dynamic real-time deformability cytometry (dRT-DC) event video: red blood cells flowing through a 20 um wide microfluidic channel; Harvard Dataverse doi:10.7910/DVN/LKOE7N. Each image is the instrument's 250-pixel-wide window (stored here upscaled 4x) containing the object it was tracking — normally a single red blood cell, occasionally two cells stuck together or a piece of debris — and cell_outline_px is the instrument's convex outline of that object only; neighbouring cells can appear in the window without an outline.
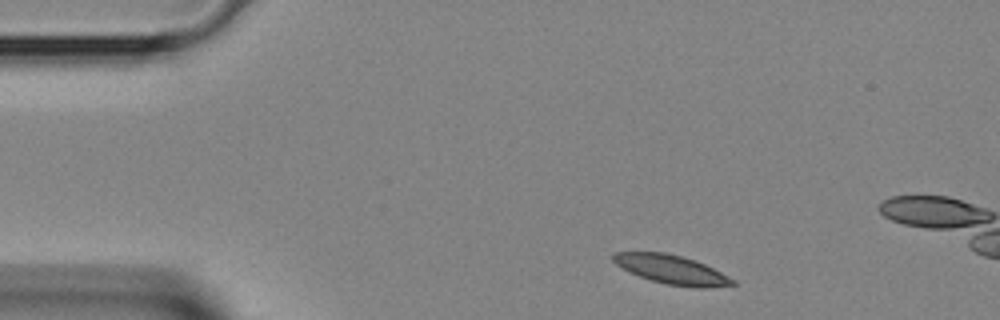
{"species": "Egyptian fruit bat (a non-hibernating species)", "species_latin": "Rousettus aegyptiacus", "temperature_condition": "room temperature", "stored_images_in_passage": 3, "camera_frame_rate_fps": 3000, "um_per_image_px": 0.085, "animal": {"sex": "female"}, "frame": {"image": 1, "passage_image": 1, "time_ms": 0.0, "image_size_px": [1000, 320], "cell_outline_px": [[736, 284], [704, 288], [696, 288], [668, 284], [652, 280], [640, 276], [616, 264], [612, 260], [612, 252], [664, 252], [680, 256], [704, 264], [736, 280]], "centroid_in_image_um": [57.08, 22.91], "position_along_channel_um": 27.9, "area_um2": 19.71}}